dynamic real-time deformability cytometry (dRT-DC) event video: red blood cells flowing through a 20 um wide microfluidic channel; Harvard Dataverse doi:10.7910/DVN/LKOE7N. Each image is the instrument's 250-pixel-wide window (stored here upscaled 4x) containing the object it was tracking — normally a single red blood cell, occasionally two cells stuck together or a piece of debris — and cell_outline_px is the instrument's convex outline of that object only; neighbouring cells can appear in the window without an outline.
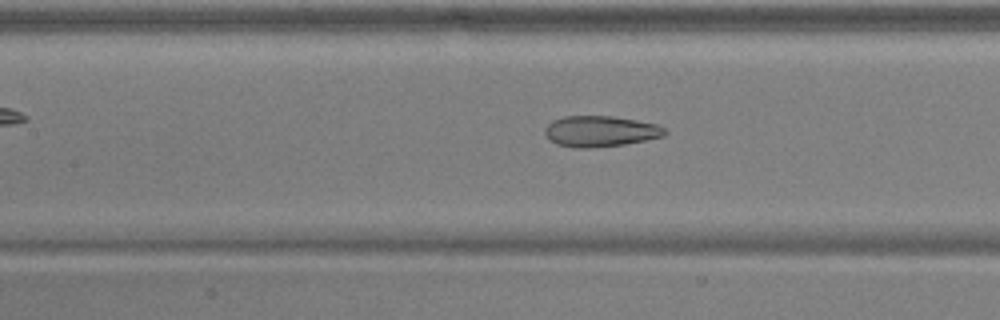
{"species": "common noctule bat (a hibernating species)", "species_latin": "Nyctalus noctula", "temperature_condition": "warm", "stored_images_in_passage": 49, "camera_frame_rate_fps": 3000, "um_per_image_px": 0.085, "animal": {"sex": "male", "body_mass_g": 17.9, "forearm_length_mm": 54.2}, "frame": {"image": 1, "passage_image": 21, "time_ms": 6.667, "image_size_px": [1000, 320], "cell_outline_px": [[668, 132], [664, 136], [624, 144], [588, 148], [572, 148], [556, 144], [548, 140], [544, 132], [544, 128], [552, 120], [564, 116], [612, 116], [636, 120], [656, 124], [664, 128]], "centroid_in_image_um": [50.98, 11.16], "position_along_channel_um": 156.4, "area_um2": 21.68}}
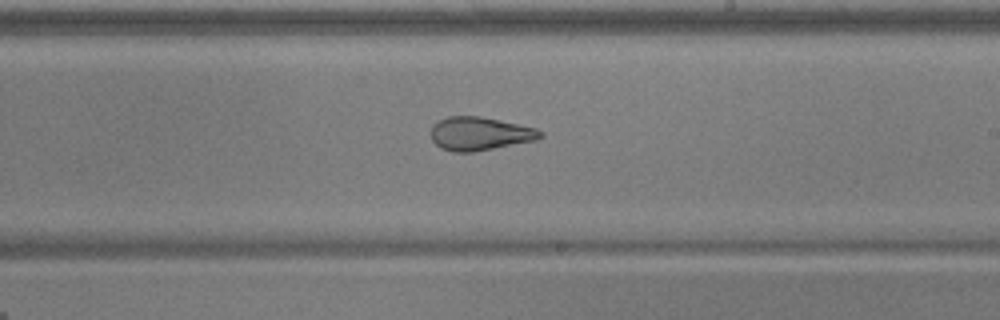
{"frame": {"image": 2, "passage_image": 28, "time_ms": 9.0, "image_size_px": [1000, 320], "cell_outline_px": [[544, 136], [536, 140], [472, 152], [456, 152], [440, 148], [432, 140], [432, 124], [448, 116], [480, 116], [536, 128], [544, 132]], "centroid_in_image_um": [40.79, 11.36], "position_along_channel_um": 248.2, "area_um2": 21.15}}
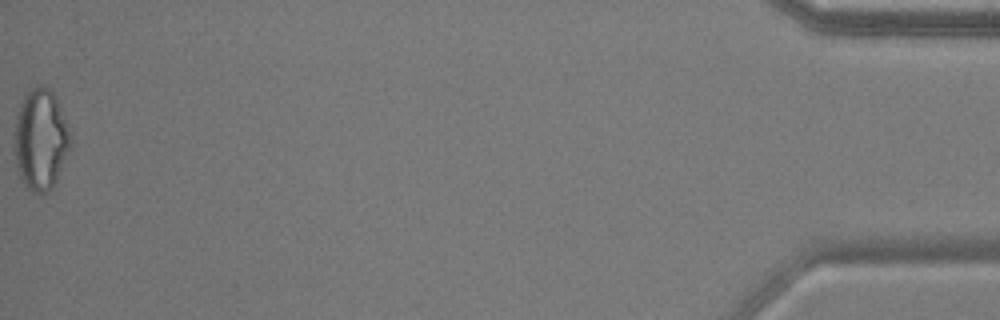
{"frame": {"image": 3, "passage_image": 49, "time_ms": 16.0, "image_size_px": [1000, 320], "cell_outline_px": [[72, 144], [56, 180], [52, 188], [48, 192], [40, 196], [32, 192], [24, 184], [20, 176], [16, 164], [12, 148], [12, 144], [16, 116], [20, 104], [24, 96], [36, 84], [44, 84], [56, 96]], "centroid_in_image_um": [3.41, 11.88], "position_along_channel_um": 431.8, "area_um2": 33.29}, "authors_computed_cell_mechanics": {"area_um2": 26.4146, "velocity_mm_per_s": 3.9403, "shape_relaxation_time_tau1_ms": null, "shape_relaxation_time_tau2_ms": 1.5167, "deformation_change_tau1": null, "deformation_change_tau2": 0.1016}}